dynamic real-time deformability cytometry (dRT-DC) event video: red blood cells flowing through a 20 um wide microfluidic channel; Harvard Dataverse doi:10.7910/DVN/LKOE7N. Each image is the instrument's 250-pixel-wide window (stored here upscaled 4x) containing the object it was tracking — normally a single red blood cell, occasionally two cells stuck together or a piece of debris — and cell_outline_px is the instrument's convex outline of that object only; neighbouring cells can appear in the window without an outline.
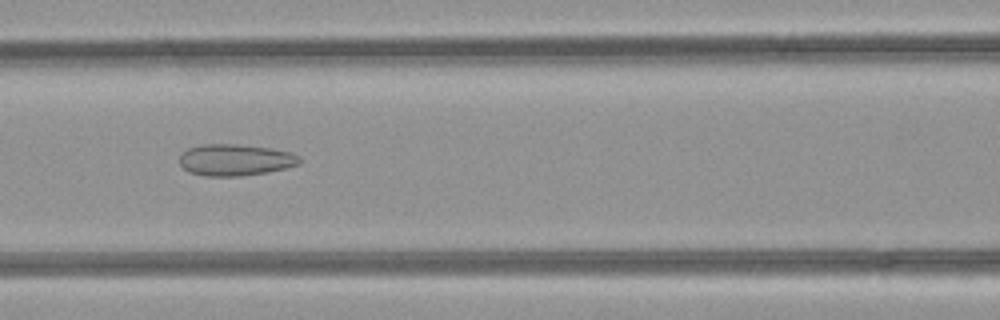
{"species": "common noctule bat (a hibernating species)", "species_latin": "Nyctalus noctula", "temperature_condition": "room temperature", "stored_images_in_passage": 49, "camera_frame_rate_fps": 3000, "um_per_image_px": 0.085, "animal": {"sex": "female", "body_mass_g": 21.9}, "frame": {"image": 1, "passage_image": 21, "time_ms": 6.667, "image_size_px": [1000, 320], "cell_outline_px": [[300, 164], [268, 172], [240, 176], [204, 176], [188, 172], [180, 164], [180, 156], [188, 148], [200, 144], [236, 144], [272, 148], [292, 152], [300, 156]], "centroid_in_image_um": [20.01, 13.59], "position_along_channel_um": 146.6, "area_um2": 22.2}}
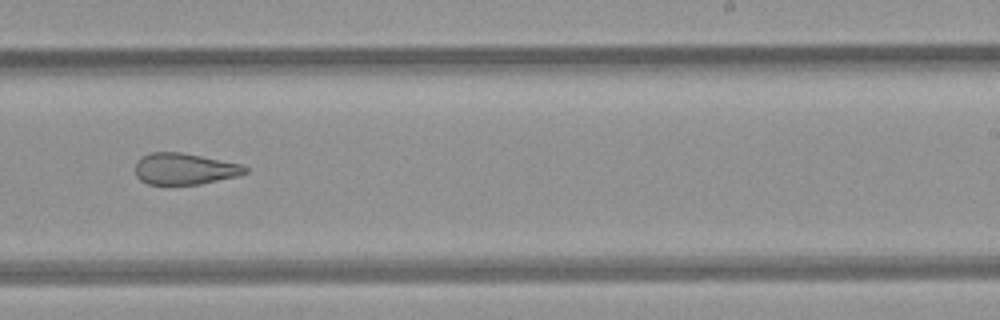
{"frame": {"image": 2, "passage_image": 30, "time_ms": 9.667, "image_size_px": [1000, 320], "cell_outline_px": [[248, 172], [236, 176], [200, 184], [168, 188], [148, 184], [140, 180], [136, 176], [136, 160], [152, 152], [180, 152], [240, 164], [248, 168]], "centroid_in_image_um": [15.62, 14.41], "position_along_channel_um": 273.4, "area_um2": 20.58}}
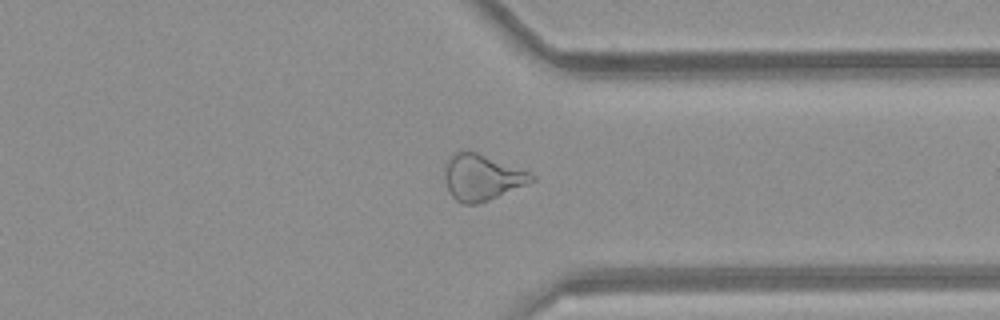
{"frame": {"image": 3, "passage_image": 37, "time_ms": 12.0, "image_size_px": [1000, 320], "cell_outline_px": [[536, 180], [480, 204], [464, 204], [456, 200], [452, 196], [444, 180], [444, 164], [456, 152], [464, 148], [476, 152], [528, 172], [536, 176]], "centroid_in_image_um": [40.92, 15.08], "position_along_channel_um": 370.5, "area_um2": 23.24}, "authors_computed_cell_mechanics": {"area_um2": 25.3164, "velocity_mm_per_s": 4.2286, "shape_relaxation_time_tau1_ms": null, "shape_relaxation_time_tau2_ms": 2.2881, "deformation_change_tau1": null, "deformation_change_tau2": 0.1168}}